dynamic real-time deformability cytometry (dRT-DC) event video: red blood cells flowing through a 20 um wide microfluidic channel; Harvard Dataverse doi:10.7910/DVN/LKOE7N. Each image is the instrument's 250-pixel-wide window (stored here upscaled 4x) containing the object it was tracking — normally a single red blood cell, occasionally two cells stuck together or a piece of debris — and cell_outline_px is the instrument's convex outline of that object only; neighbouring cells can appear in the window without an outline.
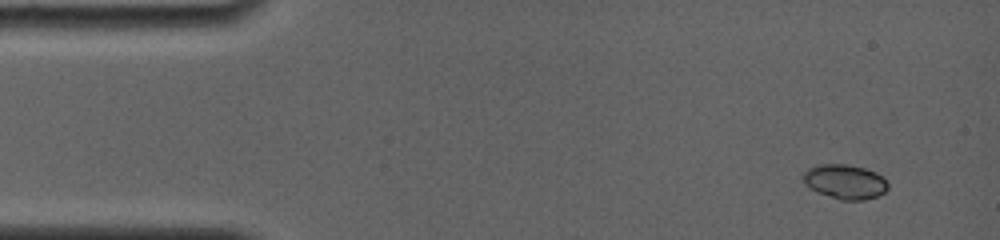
{"species": "common noctule bat (a hibernating species)", "species_latin": "Nyctalus noctula", "temperature_condition": "room temperature", "stored_images_in_passage": 9, "camera_frame_rate_fps": 4000, "um_per_image_px": 0.085, "animal": {"sex": "female", "body_mass_g": 19.0, "forearm_length_mm": 56.7}, "frame": {"image": 1, "passage_image": 1, "time_ms": 0.0, "image_size_px": [1000, 240], "cell_outline_px": [[888, 188], [884, 192], [876, 196], [864, 200], [840, 200], [816, 192], [804, 184], [800, 180], [800, 176], [808, 168], [820, 164], [848, 164], [864, 168], [876, 172], [888, 184]], "centroid_in_image_um": [71.75, 15.44], "position_along_channel_um": 13.2, "area_um2": 17.22}}
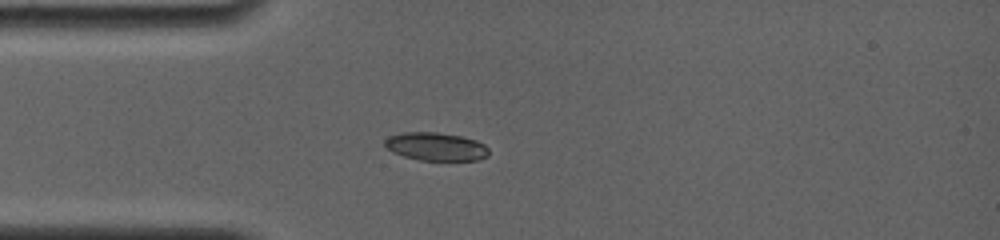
{"frame": {"image": 2, "passage_image": 6, "time_ms": 3.25, "image_size_px": [1000, 240], "cell_outline_px": [[488, 156], [476, 160], [420, 160], [404, 156], [392, 152], [384, 148], [384, 140], [388, 136], [404, 132], [436, 132], [460, 136], [476, 140], [484, 144], [488, 148]], "centroid_in_image_um": [37.01, 12.45], "position_along_channel_um": 48.0, "area_um2": 17.11}}
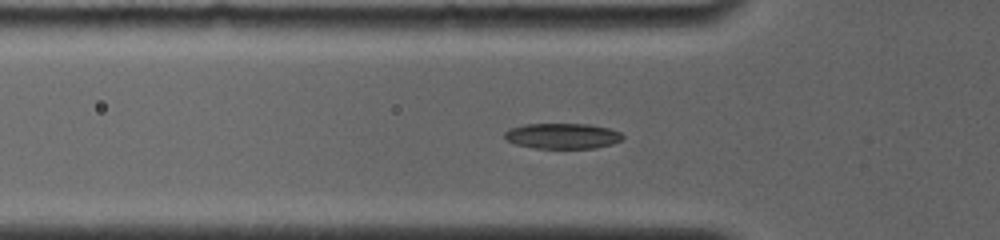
{"frame": {"image": 3, "passage_image": 8, "time_ms": 4.25, "image_size_px": [1000, 240], "cell_outline_px": [[624, 136], [620, 140], [612, 144], [596, 148], [536, 148], [516, 144], [508, 140], [504, 136], [504, 132], [508, 128], [524, 124], [588, 124], [608, 128], [620, 132]], "centroid_in_image_um": [47.79, 11.55], "position_along_channel_um": 78.0, "area_um2": 17.51}}